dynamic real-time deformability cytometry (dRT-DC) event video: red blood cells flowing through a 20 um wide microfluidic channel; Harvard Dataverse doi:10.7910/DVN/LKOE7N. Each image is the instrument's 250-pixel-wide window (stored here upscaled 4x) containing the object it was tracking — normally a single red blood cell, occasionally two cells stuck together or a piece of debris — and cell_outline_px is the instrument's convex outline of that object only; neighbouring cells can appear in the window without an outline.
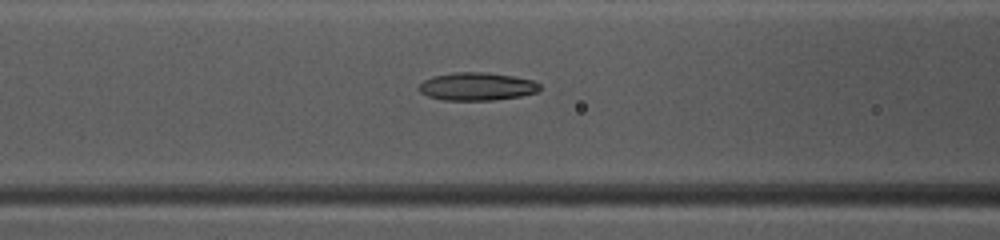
{"species": "common noctule bat (a hibernating species)", "species_latin": "Nyctalus noctula", "temperature_condition": "warm", "stored_images_in_passage": 48, "camera_frame_rate_fps": 3000, "um_per_image_px": 0.085, "animal": {"sex": "female", "body_mass_g": 10.0, "forearm_length_mm": 53.1}, "frame": {"image": 1, "passage_image": 20, "time_ms": 6.333, "image_size_px": [1000, 240], "cell_outline_px": [[540, 88], [536, 92], [520, 96], [492, 100], [444, 100], [428, 96], [420, 92], [416, 88], [424, 80], [432, 76], [452, 72], [484, 72], [512, 76], [532, 80], [540, 84]], "centroid_in_image_um": [40.49, 7.34], "position_along_channel_um": 126.1, "area_um2": 19.65}}
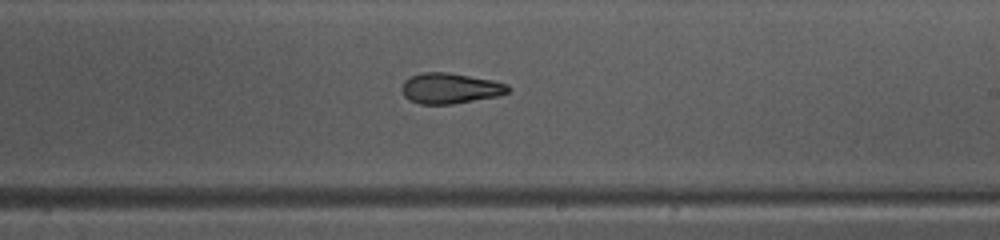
{"frame": {"image": 2, "passage_image": 29, "time_ms": 9.333, "image_size_px": [1000, 240], "cell_outline_px": [[512, 88], [508, 92], [500, 96], [452, 104], [420, 104], [408, 100], [404, 96], [400, 88], [404, 80], [408, 76], [424, 72], [448, 72], [492, 80], [508, 84]], "centroid_in_image_um": [38.25, 7.5], "position_along_channel_um": 250.8, "area_um2": 19.25}}
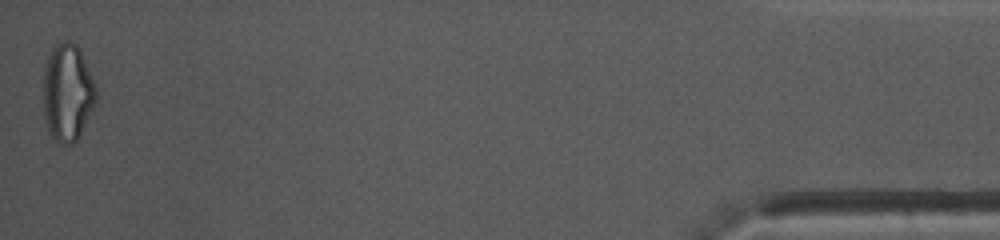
{"frame": {"image": 3, "passage_image": 48, "time_ms": 15.667, "image_size_px": [1000, 240], "cell_outline_px": [[96, 100], [80, 136], [72, 144], [60, 144], [52, 136], [44, 120], [40, 96], [44, 68], [48, 56], [52, 48], [60, 40], [68, 40], [76, 44], [80, 48], [96, 88]], "centroid_in_image_um": [5.68, 7.85], "position_along_channel_um": 429.5, "area_um2": 30.69}, "authors_computed_cell_mechanics": {"area_um2": 20.4323, "velocity_mm_per_s": 4.1413, "shape_relaxation_time_tau1_ms": 7.3547, "shape_relaxation_time_tau2_ms": 2.5001, "deformation_change_tau1": 0.2367, "deformation_change_tau2": 0.107}}